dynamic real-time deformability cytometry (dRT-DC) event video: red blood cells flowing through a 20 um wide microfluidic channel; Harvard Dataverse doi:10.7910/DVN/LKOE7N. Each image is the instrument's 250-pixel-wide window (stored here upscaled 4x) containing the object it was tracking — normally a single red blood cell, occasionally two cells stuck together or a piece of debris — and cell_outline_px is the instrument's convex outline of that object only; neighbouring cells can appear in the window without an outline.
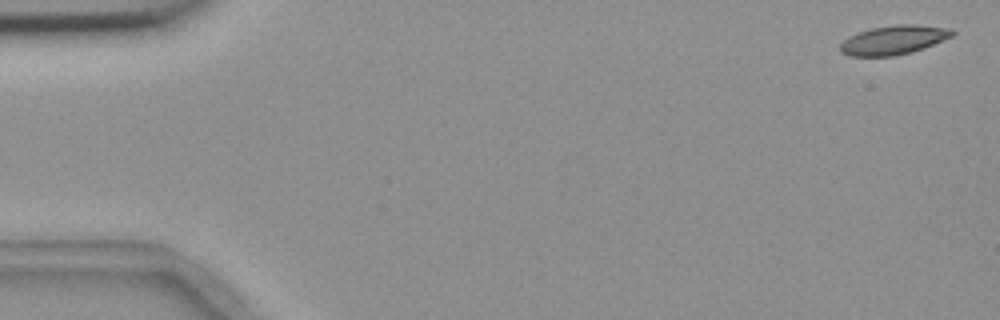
{"species": "common noctule bat (a hibernating species)", "species_latin": "Nyctalus noctula", "temperature_condition": "room temperature", "stored_images_in_passage": 5, "camera_frame_rate_fps": 3000, "um_per_image_px": 0.085, "animal": {"sex": "female", "body_mass_g": 18.4}, "frame": {"image": 1, "passage_image": 1, "time_ms": 0.0, "image_size_px": [1000, 320], "cell_outline_px": [[956, 32], [952, 36], [924, 48], [912, 52], [892, 56], [848, 56], [840, 52], [840, 44], [848, 36], [872, 28], [896, 24], [916, 24], [952, 28]], "centroid_in_image_um": [75.97, 3.39], "position_along_channel_um": 9.0, "area_um2": 19.07}}
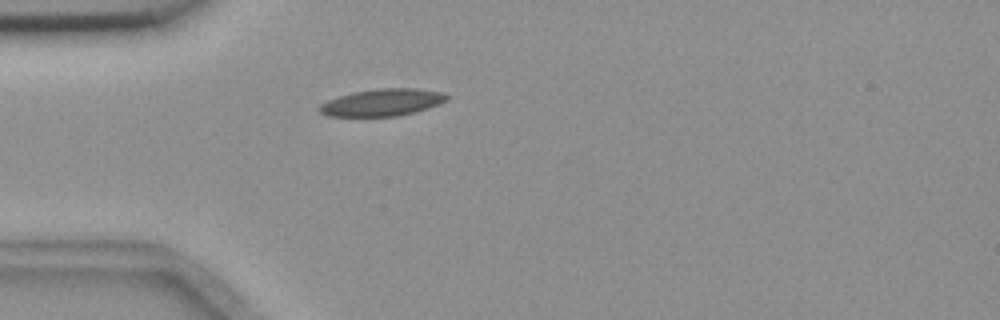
{"frame": {"image": 2, "passage_image": 5, "time_ms": 4.667, "image_size_px": [1000, 320], "cell_outline_px": [[448, 100], [440, 104], [416, 112], [396, 116], [328, 116], [320, 112], [316, 108], [320, 104], [328, 100], [352, 92], [380, 88], [416, 88], [440, 92], [448, 96]], "centroid_in_image_um": [32.49, 8.71], "position_along_channel_um": 52.5, "area_um2": 20.11}}